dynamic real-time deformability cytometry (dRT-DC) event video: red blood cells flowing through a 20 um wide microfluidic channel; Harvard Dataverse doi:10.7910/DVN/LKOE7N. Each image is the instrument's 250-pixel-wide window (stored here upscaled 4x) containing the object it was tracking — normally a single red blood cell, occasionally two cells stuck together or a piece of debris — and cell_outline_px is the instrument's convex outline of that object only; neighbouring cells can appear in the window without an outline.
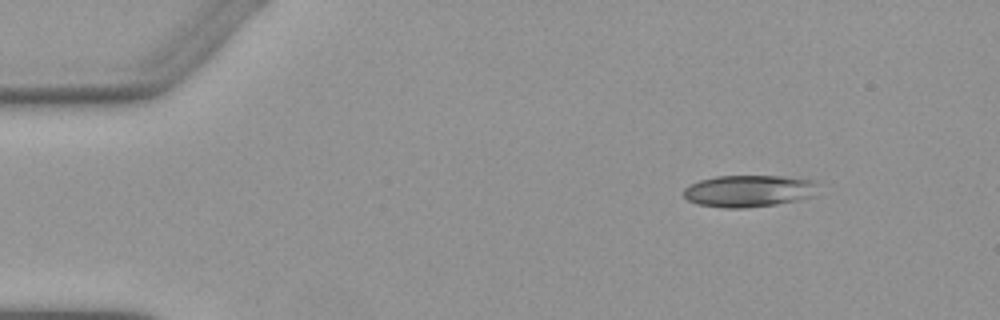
{"species": "Egyptian fruit bat (a non-hibernating species)", "species_latin": "Rousettus aegyptiacus", "temperature_condition": "warm", "stored_images_in_passage": 3, "camera_frame_rate_fps": 3000, "um_per_image_px": 0.085, "animal": {"sex": "female"}, "frame": {"image": 1, "passage_image": 1, "time_ms": 0.0, "image_size_px": [1000, 320], "cell_outline_px": [[816, 196], [776, 204], [744, 208], [728, 208], [696, 204], [688, 200], [684, 196], [684, 188], [700, 180], [716, 176], [784, 176], [812, 180]], "centroid_in_image_um": [63.61, 16.23], "position_along_channel_um": 21.4, "area_um2": 24.74}}